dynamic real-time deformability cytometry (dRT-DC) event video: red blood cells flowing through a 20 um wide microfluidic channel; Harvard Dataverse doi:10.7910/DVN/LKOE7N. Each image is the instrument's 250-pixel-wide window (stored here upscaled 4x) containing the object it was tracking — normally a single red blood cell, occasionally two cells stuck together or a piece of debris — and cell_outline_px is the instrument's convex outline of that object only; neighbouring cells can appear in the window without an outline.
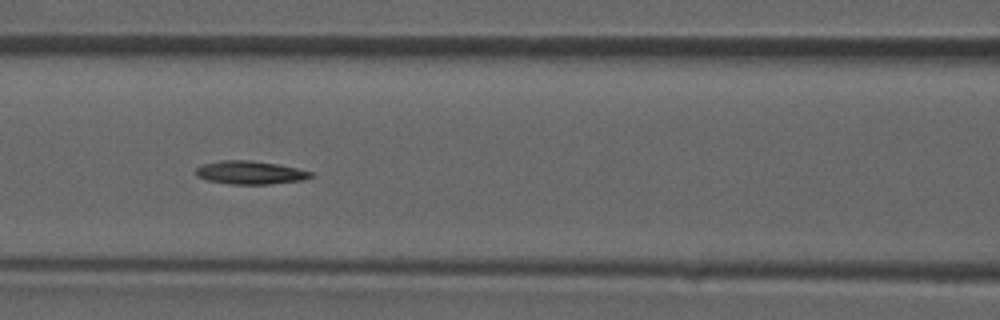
{"species": "common noctule bat (a hibernating species)", "species_latin": "Nyctalus noctula", "temperature_condition": "room temperature", "stored_images_in_passage": 46, "camera_frame_rate_fps": 3000, "um_per_image_px": 0.085, "animal": {"sex": "male", "forearm_length_mm": 52.5}, "frame": {"image": 1, "passage_image": 20, "time_ms": 6.333, "image_size_px": [1000, 320], "cell_outline_px": [[312, 176], [304, 180], [268, 184], [228, 184], [208, 180], [196, 176], [196, 168], [204, 164], [224, 160], [248, 160], [276, 164], [296, 168], [312, 172]], "centroid_in_image_um": [21.25, 14.67], "position_along_channel_um": 145.3, "area_um2": 15.37}}